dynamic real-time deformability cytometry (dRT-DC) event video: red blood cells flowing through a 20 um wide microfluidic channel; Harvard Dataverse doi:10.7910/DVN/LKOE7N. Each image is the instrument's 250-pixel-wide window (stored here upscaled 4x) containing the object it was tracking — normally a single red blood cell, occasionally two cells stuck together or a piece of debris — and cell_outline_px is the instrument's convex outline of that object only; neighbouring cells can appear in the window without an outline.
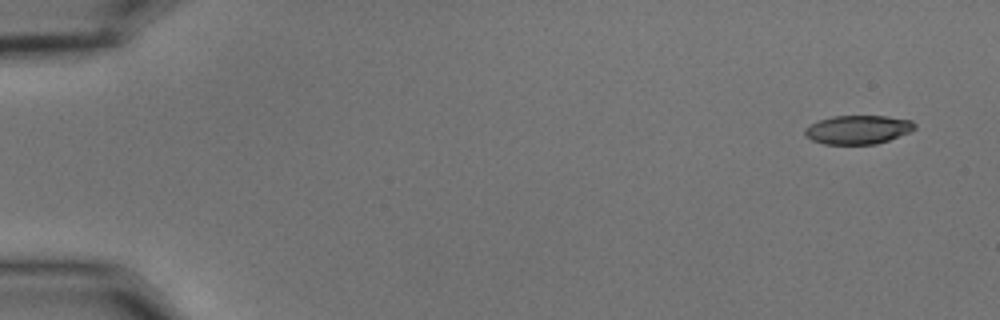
{"species": "common noctule bat (a hibernating species)", "species_latin": "Nyctalus noctula", "temperature_condition": "cold", "stored_images_in_passage": 53, "camera_frame_rate_fps": 3000, "um_per_image_px": 0.085, "animal": {"sex": "male", "body_mass_g": 15.6}, "frame": {"image": 1, "passage_image": 1, "time_ms": 0.0, "image_size_px": [1000, 320], "cell_outline_px": [[916, 128], [908, 132], [888, 140], [876, 144], [824, 144], [812, 140], [804, 136], [804, 128], [820, 120], [832, 116], [888, 116], [912, 120], [916, 124]], "centroid_in_image_um": [72.92, 11.02], "position_along_channel_um": 12.1, "area_um2": 18.38}}
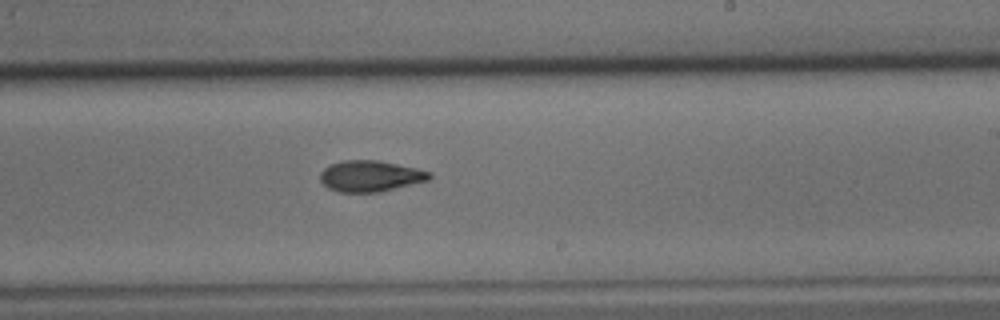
{"frame": {"image": 2, "passage_image": 32, "time_ms": 10.333, "image_size_px": [1000, 320], "cell_outline_px": [[432, 176], [428, 180], [380, 192], [340, 192], [328, 188], [320, 180], [320, 172], [328, 164], [344, 160], [380, 160], [416, 168], [432, 172]], "centroid_in_image_um": [31.46, 14.95], "position_along_channel_um": 257.5, "area_um2": 19.88}}
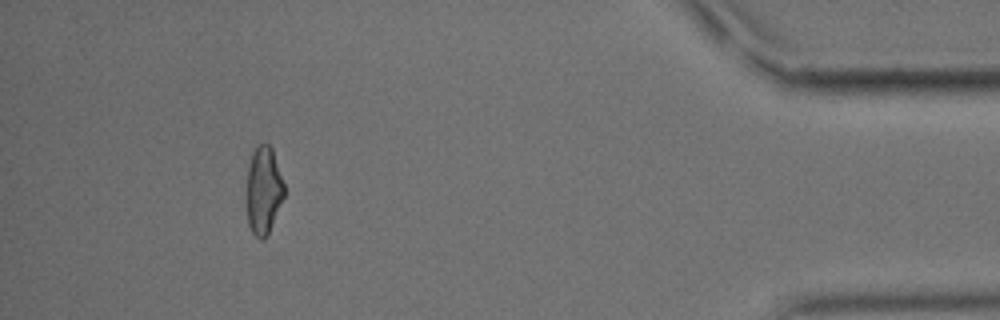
{"frame": {"image": 3, "passage_image": 49, "time_ms": 16.0, "image_size_px": [1000, 320], "cell_outline_px": [[284, 196], [268, 232], [264, 240], [260, 240], [252, 232], [248, 224], [244, 196], [248, 164], [252, 148], [256, 144], [264, 140], [272, 148], [284, 184]], "centroid_in_image_um": [22.33, 16.11], "position_along_channel_um": 412.9, "area_um2": 19.94}, "authors_computed_cell_mechanics": {"area_um2": 19.8254, "velocity_mm_per_s": 3.6723, "shape_relaxation_time_tau1_ms": 6.2359, "shape_relaxation_time_tau2_ms": 4.4774, "deformation_change_tau1": 0.1888, "deformation_change_tau2": 0.1255}}